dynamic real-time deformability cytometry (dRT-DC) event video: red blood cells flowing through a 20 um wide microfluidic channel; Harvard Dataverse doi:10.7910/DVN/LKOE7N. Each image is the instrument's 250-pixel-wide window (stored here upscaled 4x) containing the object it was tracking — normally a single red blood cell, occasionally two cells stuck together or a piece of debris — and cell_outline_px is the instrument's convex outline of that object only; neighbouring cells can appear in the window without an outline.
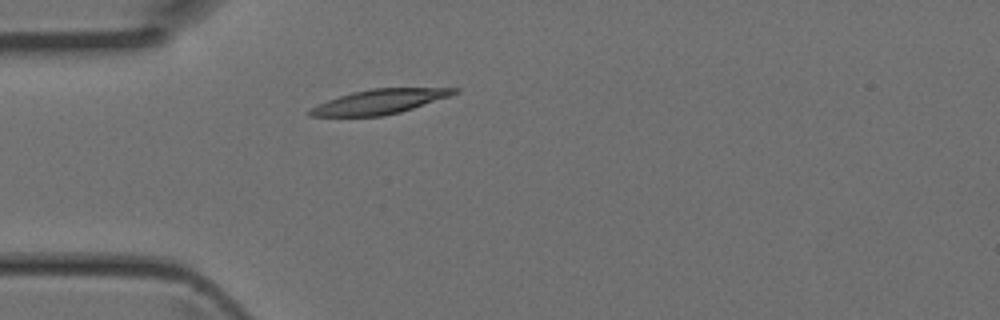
{"species": "Egyptian fruit bat (a non-hibernating species)", "species_latin": "Rousettus aegyptiacus", "temperature_condition": "room temperature", "stored_images_in_passage": 2, "camera_frame_rate_fps": 3000, "um_per_image_px": 0.085, "animal": {"sex": "female"}, "frame": {"image": 1, "passage_image": 2, "time_ms": 0.333, "image_size_px": [1000, 320], "cell_outline_px": [[460, 92], [400, 112], [384, 116], [308, 116], [304, 112], [328, 100], [352, 92], [372, 88], [460, 88]], "centroid_in_image_um": [32.24, 8.64], "position_along_channel_um": 52.8, "area_um2": 20.4}}